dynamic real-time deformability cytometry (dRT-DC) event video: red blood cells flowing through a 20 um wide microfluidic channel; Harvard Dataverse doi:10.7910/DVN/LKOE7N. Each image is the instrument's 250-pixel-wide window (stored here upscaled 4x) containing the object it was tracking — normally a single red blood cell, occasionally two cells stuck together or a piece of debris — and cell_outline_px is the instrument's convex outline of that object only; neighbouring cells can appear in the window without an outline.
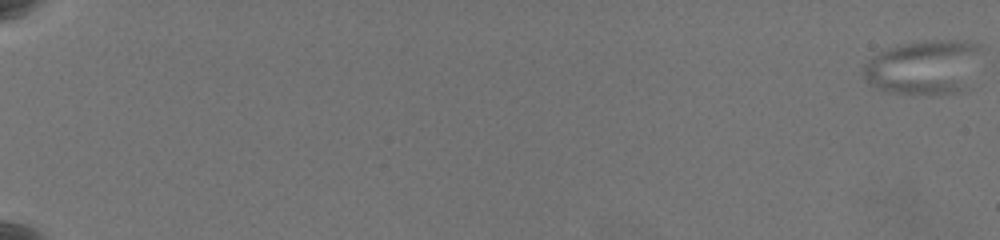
{"species": "common noctule bat (a hibernating species)", "species_latin": "Nyctalus noctula", "temperature_condition": "warm", "stored_images_in_passage": 66, "camera_frame_rate_fps": 3000, "um_per_image_px": 0.085, "animal": {"sex": "female", "body_mass_g": 19.5, "forearm_length_mm": 54.1}, "frame": {"image": 1, "passage_image": 1, "time_ms": 0.0, "image_size_px": [1000, 240], "cell_outline_px": [[984, 48], [968, 92], [936, 96], [888, 92], [876, 88], [868, 84], [860, 72], [864, 64], [872, 56], [884, 48], [896, 44], [924, 40], [968, 40], [980, 44]], "centroid_in_image_um": [78.58, 5.73], "position_along_channel_um": 6.4, "area_um2": 39.59}}
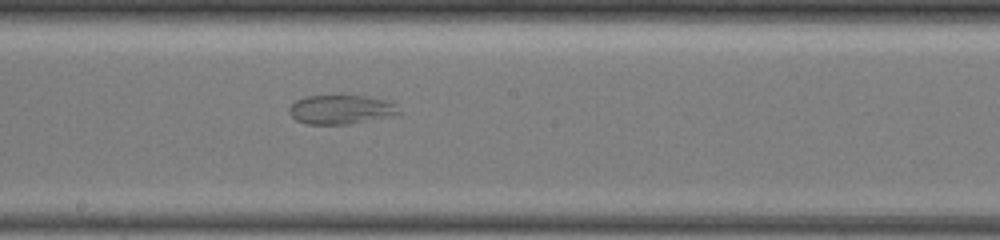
{"frame": {"image": 2, "passage_image": 41, "time_ms": 13.333, "image_size_px": [1000, 240], "cell_outline_px": [[400, 112], [384, 116], [348, 124], [308, 124], [296, 120], [288, 112], [288, 108], [296, 100], [308, 96], [368, 96], [392, 100], [396, 104]], "centroid_in_image_um": [28.95, 9.29], "position_along_channel_um": 219.3, "area_um2": 18.32}}
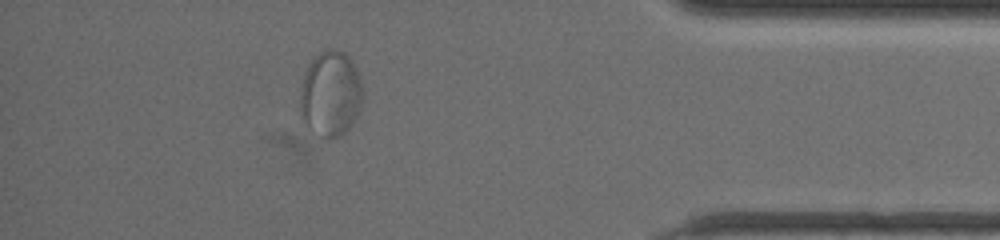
{"frame": {"image": 3, "passage_image": 60, "time_ms": 19.667, "image_size_px": [1000, 240], "cell_outline_px": [[364, 92], [360, 108], [352, 124], [344, 132], [328, 140], [324, 140], [308, 128], [304, 124], [300, 112], [300, 88], [304, 72], [308, 64], [324, 48], [332, 48], [344, 52], [352, 60], [360, 76], [364, 88]], "centroid_in_image_um": [28.09, 7.97], "position_along_channel_um": 407.1, "area_um2": 31.91}}